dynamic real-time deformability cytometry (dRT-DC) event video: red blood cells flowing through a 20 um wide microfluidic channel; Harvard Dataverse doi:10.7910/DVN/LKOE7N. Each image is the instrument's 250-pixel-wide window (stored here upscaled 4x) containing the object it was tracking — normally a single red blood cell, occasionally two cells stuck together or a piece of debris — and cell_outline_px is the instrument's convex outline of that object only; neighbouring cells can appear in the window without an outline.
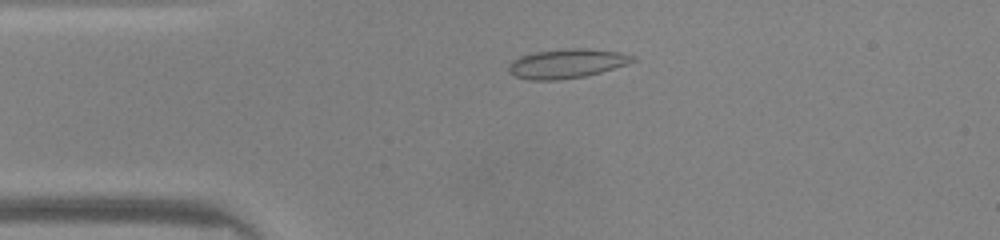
{"species": "common noctule bat (a hibernating species)", "species_latin": "Nyctalus noctula", "temperature_condition": "warm", "stored_images_in_passage": 46, "camera_frame_rate_fps": 3000, "um_per_image_px": 0.085, "animal": {"sex": "male", "body_mass_g": 20.0, "forearm_length_mm": 53.3}, "frame": {"image": 1, "passage_image": 9, "time_ms": 2.667, "image_size_px": [1000, 240], "cell_outline_px": [[636, 60], [628, 64], [600, 72], [584, 76], [556, 80], [532, 80], [516, 76], [508, 72], [508, 68], [512, 60], [520, 56], [536, 52], [568, 48], [584, 48], [620, 52], [636, 56]], "centroid_in_image_um": [48.19, 5.39], "position_along_channel_um": 36.8, "area_um2": 21.04}}
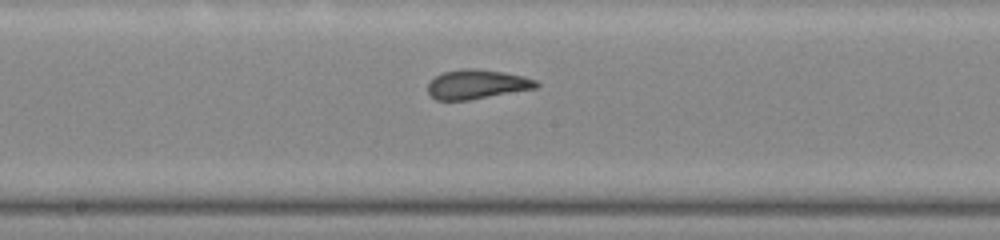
{"frame": {"image": 2, "passage_image": 23, "time_ms": 7.333, "image_size_px": [1000, 240], "cell_outline_px": [[540, 84], [536, 88], [468, 100], [436, 100], [428, 92], [428, 84], [436, 76], [444, 72], [460, 68], [476, 68], [504, 72], [524, 76], [536, 80]], "centroid_in_image_um": [40.54, 7.15], "position_along_channel_um": 207.7, "area_um2": 18.5}}
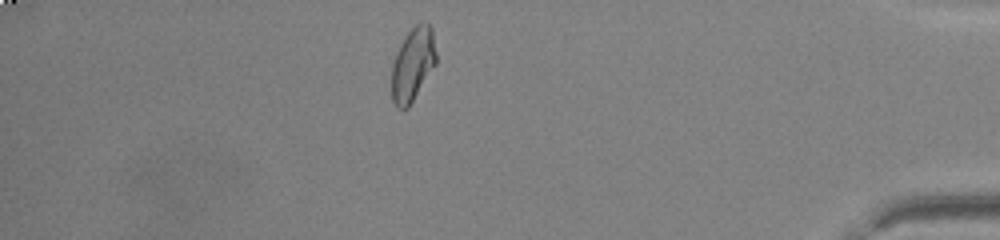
{"frame": {"image": 3, "passage_image": 40, "time_ms": 13.0, "image_size_px": [1000, 240], "cell_outline_px": [[436, 64], [408, 108], [396, 108], [392, 100], [392, 64], [400, 44], [404, 36], [416, 24], [424, 20], [432, 28], [436, 52]], "centroid_in_image_um": [35.09, 5.45], "position_along_channel_um": 400.1, "area_um2": 19.07}}